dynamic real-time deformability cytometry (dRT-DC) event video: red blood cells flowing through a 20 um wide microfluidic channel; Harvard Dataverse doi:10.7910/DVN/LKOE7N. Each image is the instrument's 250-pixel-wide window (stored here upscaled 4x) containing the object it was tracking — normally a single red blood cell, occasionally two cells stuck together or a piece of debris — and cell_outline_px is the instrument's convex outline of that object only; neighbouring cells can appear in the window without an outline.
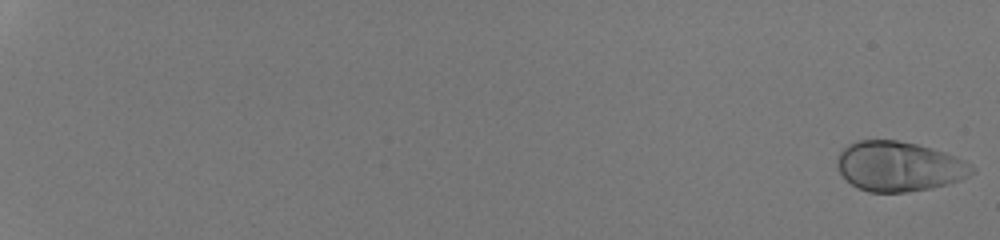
{"species": "human", "species_latin": "Homo sapiens", "temperature_condition": "room temperature", "stored_images_in_passage": 53, "camera_frame_rate_fps": 3000, "um_per_image_px": 0.085, "donor": {"sex": "male"}, "frame": {"image": 1, "passage_image": 1, "time_ms": 0.0, "image_size_px": [1000, 240], "cell_outline_px": [[976, 172], [968, 176], [944, 184], [928, 188], [904, 192], [868, 192], [856, 188], [840, 172], [836, 164], [836, 160], [840, 152], [848, 144], [856, 140], [896, 140], [916, 144], [932, 148], [956, 156], [972, 164], [976, 168]], "centroid_in_image_um": [76.4, 14.13], "position_along_channel_um": 8.6, "area_um2": 39.02}}
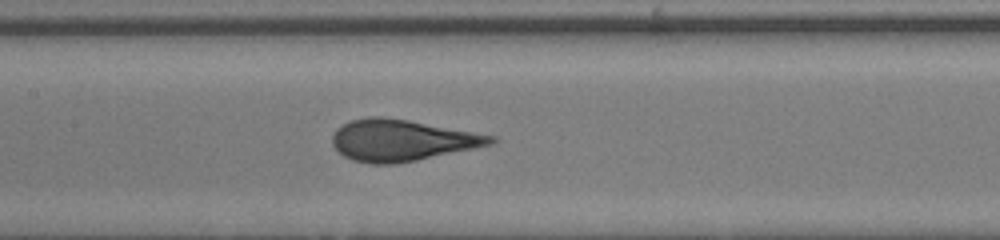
{"frame": {"image": 2, "passage_image": 31, "time_ms": 10.0, "image_size_px": [1000, 240], "cell_outline_px": [[500, 140], [496, 144], [396, 164], [372, 164], [352, 160], [344, 156], [332, 144], [332, 136], [336, 128], [340, 124], [348, 120], [368, 116], [380, 116], [408, 120], [496, 136]], "centroid_in_image_um": [34.16, 11.92], "position_along_channel_um": 173.2, "area_um2": 38.49}}
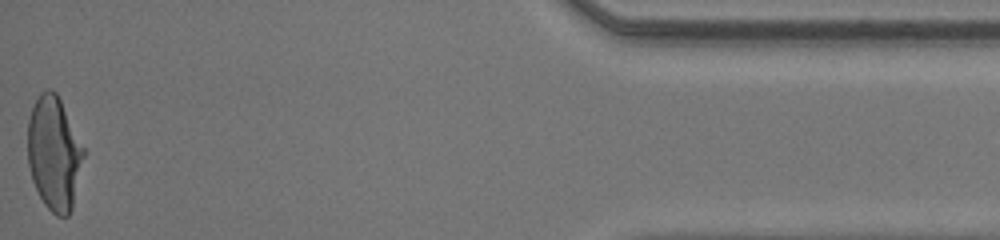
{"frame": {"image": 3, "passage_image": 53, "time_ms": 17.333, "image_size_px": [1000, 240], "cell_outline_px": [[84, 156], [72, 208], [68, 216], [56, 216], [44, 204], [32, 180], [28, 164], [28, 120], [32, 108], [40, 92], [48, 88], [52, 88], [56, 92], [84, 148]], "centroid_in_image_um": [4.59, 13.03], "position_along_channel_um": 430.6, "area_um2": 36.76}, "authors_computed_cell_mechanics": {"area_um2": 38.0324, "velocity_mm_per_s": 4.3342, "shape_relaxation_time_tau1_ms": 4.0661, "shape_relaxation_time_tau2_ms": null, "deformation_change_tau1": 0.2141, "deformation_change_tau2": null}}